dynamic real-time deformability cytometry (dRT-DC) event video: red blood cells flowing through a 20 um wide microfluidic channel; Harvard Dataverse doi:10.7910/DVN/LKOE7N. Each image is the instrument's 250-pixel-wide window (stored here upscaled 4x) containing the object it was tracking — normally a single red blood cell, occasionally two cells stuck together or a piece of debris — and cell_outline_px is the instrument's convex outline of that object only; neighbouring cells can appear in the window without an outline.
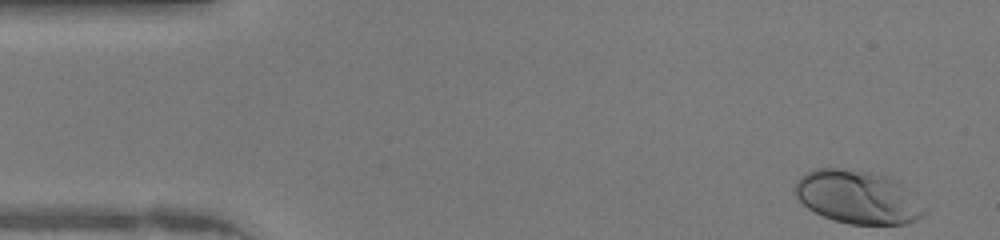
{"species": "human", "species_latin": "Homo sapiens", "temperature_condition": "warm", "stored_images_in_passage": 46, "camera_frame_rate_fps": 3000, "um_per_image_px": 0.085, "donor": {"sex": "female"}, "frame": {"image": 1, "passage_image": 1, "time_ms": 0.0, "image_size_px": [1000, 240], "cell_outline_px": [[928, 212], [916, 220], [904, 224], [848, 224], [824, 216], [808, 208], [796, 196], [796, 180], [800, 176], [816, 168], [840, 168], [868, 172], [888, 176], [896, 180], [912, 192], [928, 208]], "centroid_in_image_um": [72.97, 16.76], "position_along_channel_um": 12.0, "area_um2": 40.17}}
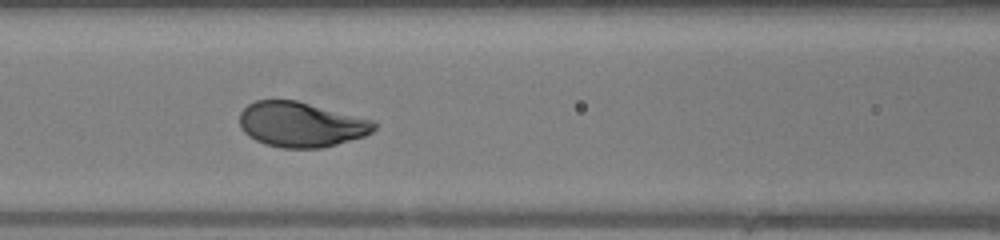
{"frame": {"image": 2, "passage_image": 18, "time_ms": 5.667, "image_size_px": [1000, 240], "cell_outline_px": [[376, 128], [372, 132], [364, 136], [336, 144], [320, 148], [280, 148], [264, 144], [248, 136], [240, 128], [240, 112], [248, 104], [256, 100], [296, 100], [376, 120]], "centroid_in_image_um": [25.59, 10.58], "position_along_channel_um": 141.0, "area_um2": 35.55}}
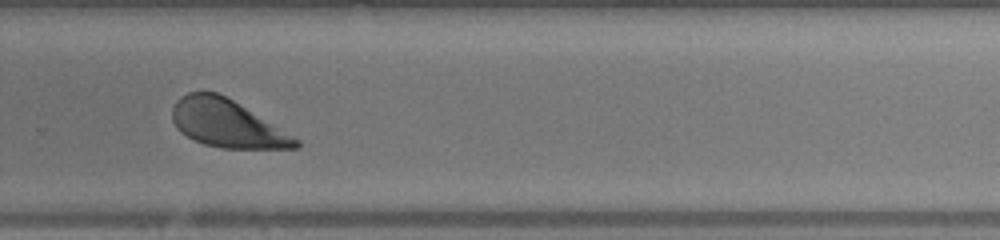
{"frame": {"image": 3, "passage_image": 30, "time_ms": 9.667, "image_size_px": [1000, 240], "cell_outline_px": [[300, 148], [220, 148], [204, 144], [180, 132], [176, 128], [172, 120], [172, 108], [176, 100], [180, 96], [188, 92], [216, 92], [232, 100], [300, 140]], "centroid_in_image_um": [19.25, 10.5], "position_along_channel_um": 310.6, "area_um2": 33.76}, "authors_computed_cell_mechanics": {"area_um2": 35.6048, "velocity_mm_per_s": 4.254, "shape_relaxation_time_tau1_ms": 1.6598, "shape_relaxation_time_tau2_ms": null, "deformation_change_tau1": 0.1372, "deformation_change_tau2": null}}